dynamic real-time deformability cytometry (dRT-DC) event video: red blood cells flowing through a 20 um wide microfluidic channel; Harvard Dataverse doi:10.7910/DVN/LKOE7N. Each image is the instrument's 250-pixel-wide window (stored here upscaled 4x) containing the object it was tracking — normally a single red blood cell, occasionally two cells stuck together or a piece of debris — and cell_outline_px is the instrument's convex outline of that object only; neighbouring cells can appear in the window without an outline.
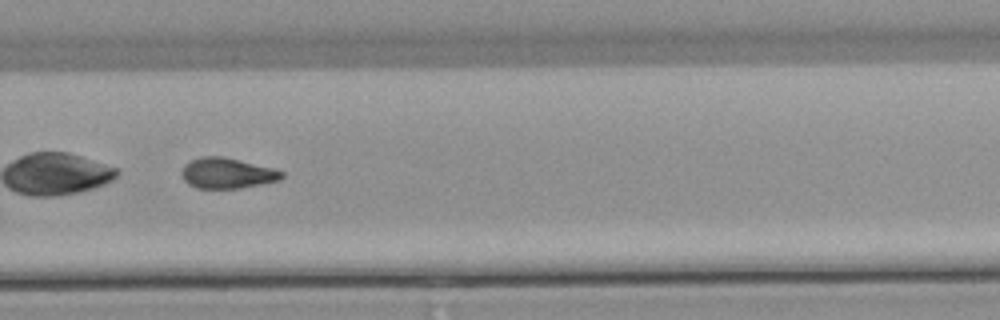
{"species": "common noctule bat (a hibernating species)", "species_latin": "Nyctalus noctula", "temperature_condition": "warm", "stored_images_in_passage": 53, "camera_frame_rate_fps": 3000, "um_per_image_px": 0.085, "animal": {"sex": "male", "body_mass_g": 21.5, "forearm_length_mm": 52.0}, "frame": {"image": 1, "passage_image": 37, "time_ms": 12.0, "image_size_px": [1000, 320], "cell_outline_px": [[284, 176], [280, 180], [264, 184], [240, 188], [196, 188], [188, 184], [184, 180], [180, 172], [184, 164], [192, 160], [204, 156], [220, 156], [272, 168], [284, 172]], "centroid_in_image_um": [19.29, 14.73], "position_along_channel_um": 310.5, "area_um2": 17.74}}